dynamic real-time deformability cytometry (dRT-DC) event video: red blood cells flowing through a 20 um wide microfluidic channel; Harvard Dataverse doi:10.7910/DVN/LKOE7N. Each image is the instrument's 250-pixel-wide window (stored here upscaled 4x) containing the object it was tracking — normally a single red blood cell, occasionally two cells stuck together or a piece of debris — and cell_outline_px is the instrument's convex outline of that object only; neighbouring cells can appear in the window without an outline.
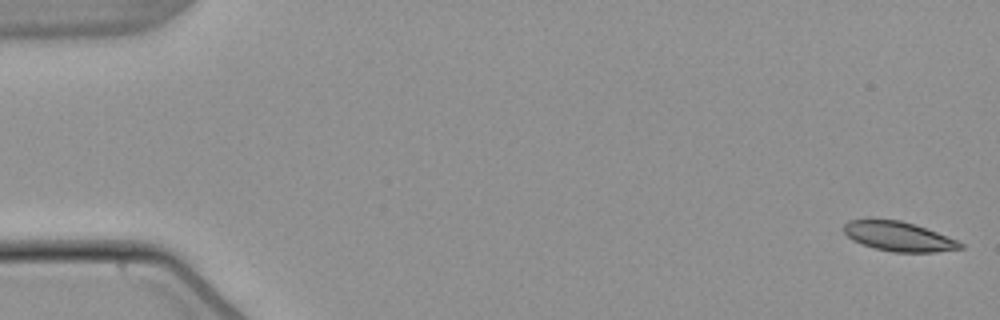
{"species": "common noctule bat (a hibernating species)", "species_latin": "Nyctalus noctula", "temperature_condition": "warm", "stored_images_in_passage": 54, "camera_frame_rate_fps": 3000, "um_per_image_px": 0.085, "animal": {"sex": "male", "body_mass_g": 21.5, "forearm_length_mm": 52.0}, "frame": {"image": 1, "passage_image": 1, "time_ms": 0.0, "image_size_px": [1000, 320], "cell_outline_px": [[964, 248], [936, 252], [892, 252], [860, 244], [852, 240], [844, 232], [844, 224], [848, 220], [868, 216], [900, 220], [936, 232], [956, 240], [964, 244]], "centroid_in_image_um": [76.29, 20.06], "position_along_channel_um": 8.7, "area_um2": 20.46}}
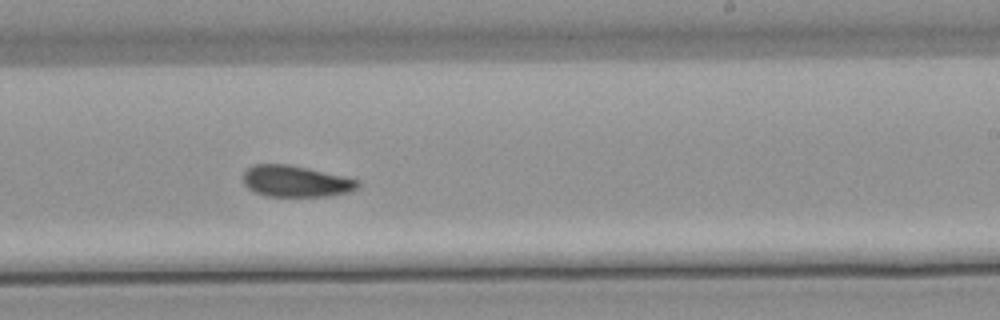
{"frame": {"image": 2, "passage_image": 33, "time_ms": 10.667, "image_size_px": [1000, 320], "cell_outline_px": [[360, 188], [352, 192], [328, 196], [268, 196], [256, 192], [248, 188], [244, 184], [244, 172], [248, 168], [256, 164], [288, 164], [344, 176], [360, 180]], "centroid_in_image_um": [25.2, 15.41], "position_along_channel_um": 263.8, "area_um2": 20.98}}
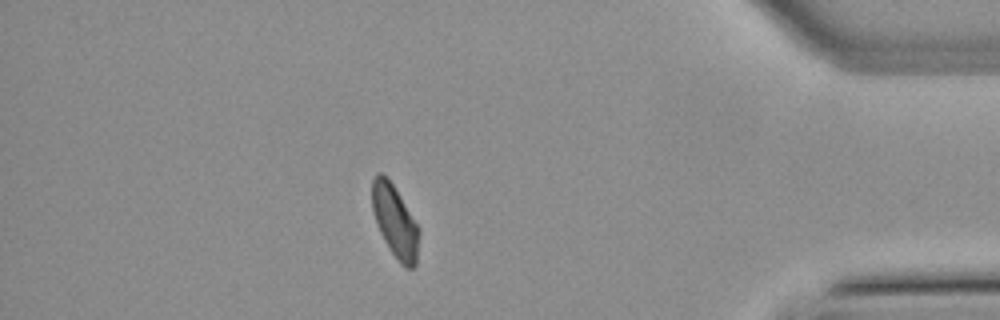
{"frame": {"image": 3, "passage_image": 47, "time_ms": 15.333, "image_size_px": [1000, 320], "cell_outline_px": [[420, 232], [416, 264], [412, 268], [404, 268], [400, 264], [384, 240], [380, 232], [372, 212], [372, 180], [376, 172], [380, 172], [392, 184], [420, 228]], "centroid_in_image_um": [33.58, 18.84], "position_along_channel_um": 401.6, "area_um2": 19.65}, "authors_computed_cell_mechanics": {"area_um2": 21.0681, "velocity_mm_per_s": 3.8174, "shape_relaxation_time_tau1_ms": 7.4101, "shape_relaxation_time_tau2_ms": 7.2349, "deformation_change_tau1": 0.1396, "deformation_change_tau2": 0.1277}}